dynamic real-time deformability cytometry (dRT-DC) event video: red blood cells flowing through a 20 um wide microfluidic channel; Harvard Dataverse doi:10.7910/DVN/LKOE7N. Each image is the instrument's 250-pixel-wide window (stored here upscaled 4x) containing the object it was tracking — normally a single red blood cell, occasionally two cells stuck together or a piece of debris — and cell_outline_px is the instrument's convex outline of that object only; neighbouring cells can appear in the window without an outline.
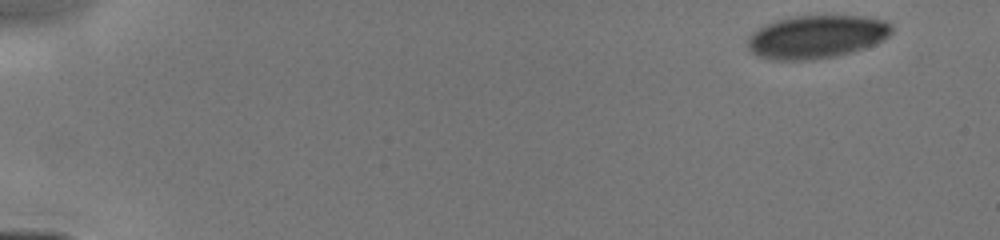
{"species": "human", "species_latin": "Homo sapiens", "temperature_condition": "cold", "stored_images_in_passage": 20, "camera_frame_rate_fps": 3000, "um_per_image_px": 0.085, "donor": {"sex": "male"}, "frame": {"image": 1, "passage_image": 1, "time_ms": 0.0, "image_size_px": [1000, 240], "cell_outline_px": [[892, 32], [884, 40], [864, 48], [852, 52], [836, 56], [812, 60], [776, 60], [760, 56], [752, 52], [748, 48], [748, 36], [752, 32], [776, 20], [792, 16], [864, 16], [884, 20], [892, 24]], "centroid_in_image_um": [69.43, 3.13], "position_along_channel_um": 15.6, "area_um2": 36.18}}
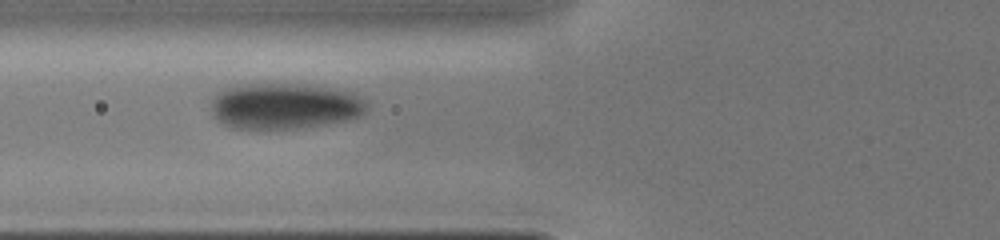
{"frame": {"image": 2, "passage_image": 15, "time_ms": 5.333, "image_size_px": [1000, 240], "cell_outline_px": [[368, 104], [364, 112], [356, 116], [344, 120], [296, 128], [232, 128], [220, 120], [212, 112], [212, 100], [216, 92], [224, 88], [244, 84], [296, 84], [336, 88], [352, 92], [364, 100]], "centroid_in_image_um": [24.17, 8.99], "position_along_channel_um": 101.6, "area_um2": 41.1}}
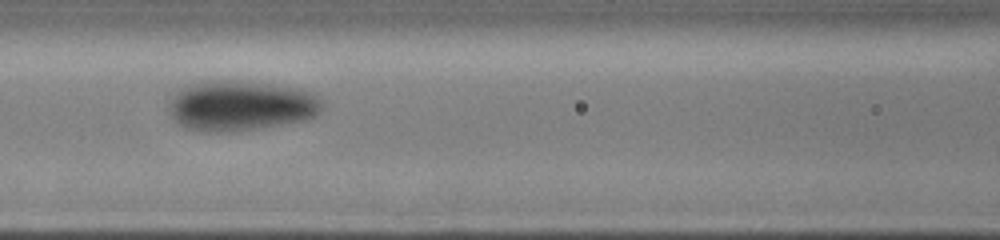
{"frame": {"image": 3, "passage_image": 19, "time_ms": 6.333, "image_size_px": [1000, 240], "cell_outline_px": [[320, 112], [304, 120], [256, 128], [216, 132], [200, 132], [184, 128], [172, 116], [168, 108], [168, 100], [176, 92], [188, 84], [200, 80], [240, 80], [296, 88], [312, 92], [320, 100]], "centroid_in_image_um": [20.37, 8.96], "position_along_channel_um": 146.2, "area_um2": 44.74}}